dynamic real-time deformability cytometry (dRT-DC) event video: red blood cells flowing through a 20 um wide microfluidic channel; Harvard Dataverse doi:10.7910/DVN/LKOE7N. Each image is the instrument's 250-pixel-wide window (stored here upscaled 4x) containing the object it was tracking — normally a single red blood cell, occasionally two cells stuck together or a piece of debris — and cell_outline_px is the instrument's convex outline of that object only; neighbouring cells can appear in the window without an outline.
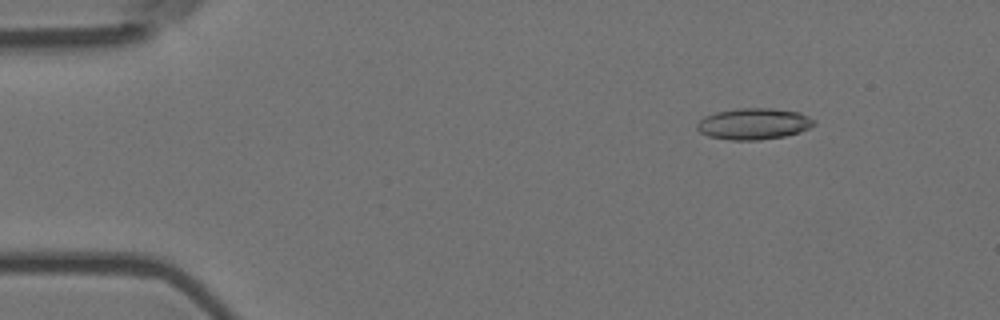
{"species": "Egyptian fruit bat (a non-hibernating species)", "species_latin": "Rousettus aegyptiacus", "temperature_condition": "room temperature", "stored_images_in_passage": 7, "camera_frame_rate_fps": 3000, "um_per_image_px": 0.085, "animal": {"sex": "female"}, "frame": {"image": 1, "passage_image": 2, "time_ms": 0.333, "image_size_px": [1000, 320], "cell_outline_px": [[816, 124], [800, 132], [784, 136], [760, 140], [732, 140], [708, 136], [700, 132], [696, 128], [696, 124], [704, 116], [716, 112], [736, 108], [772, 108], [800, 112], [816, 120]], "centroid_in_image_um": [64.07, 10.52], "position_along_channel_um": 20.9, "area_um2": 21.5}}
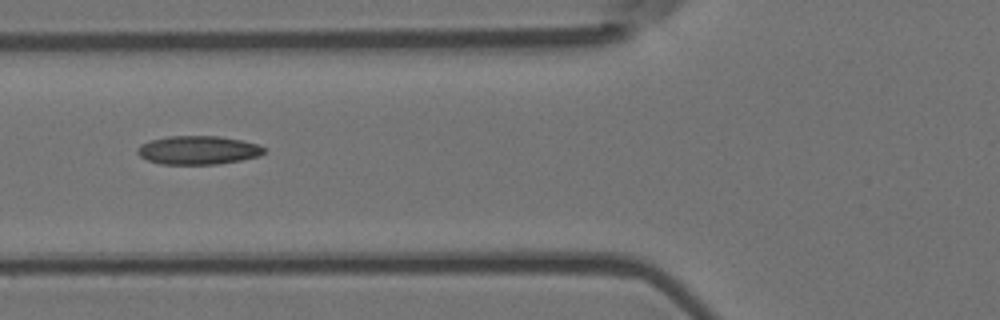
{"frame": {"image": 2, "passage_image": 6, "time_ms": 1.667, "image_size_px": [1000, 320], "cell_outline_px": [[264, 152], [260, 156], [240, 160], [216, 164], [160, 164], [148, 160], [140, 156], [136, 152], [136, 148], [140, 144], [148, 140], [168, 136], [220, 136], [260, 144], [264, 148]], "centroid_in_image_um": [16.8, 12.75], "position_along_channel_um": 109.0, "area_um2": 21.21}}
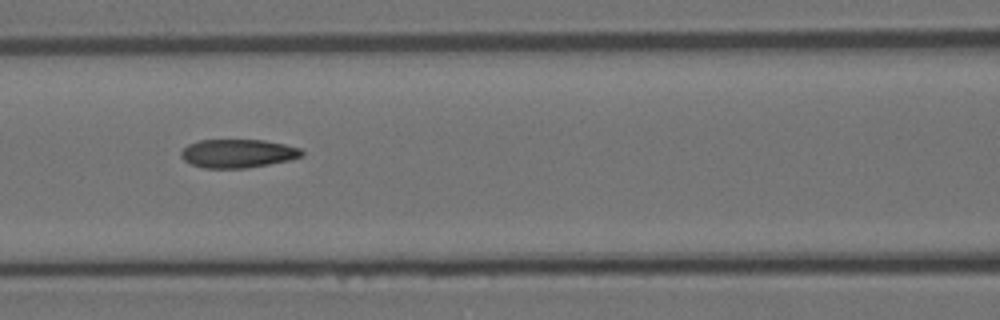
{"frame": {"image": 3, "passage_image": 7, "time_ms": 2.0, "image_size_px": [1000, 320], "cell_outline_px": [[304, 156], [292, 160], [248, 168], [204, 168], [192, 164], [184, 160], [180, 156], [180, 152], [188, 144], [200, 140], [264, 140], [284, 144], [300, 148], [304, 152]], "centroid_in_image_um": [20.25, 13.05], "position_along_channel_um": 146.4, "area_um2": 20.23}}